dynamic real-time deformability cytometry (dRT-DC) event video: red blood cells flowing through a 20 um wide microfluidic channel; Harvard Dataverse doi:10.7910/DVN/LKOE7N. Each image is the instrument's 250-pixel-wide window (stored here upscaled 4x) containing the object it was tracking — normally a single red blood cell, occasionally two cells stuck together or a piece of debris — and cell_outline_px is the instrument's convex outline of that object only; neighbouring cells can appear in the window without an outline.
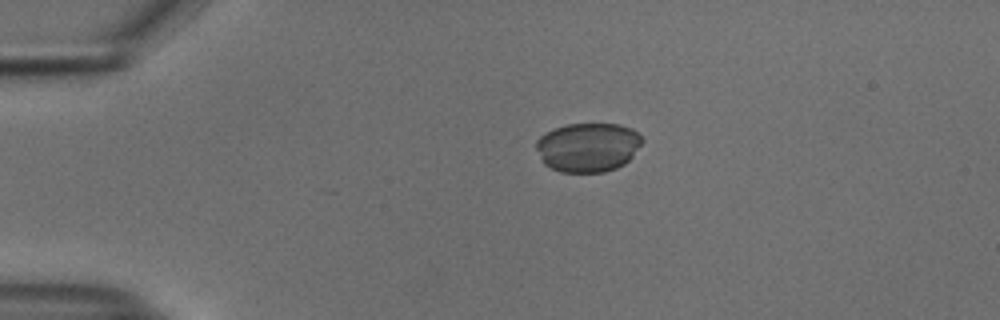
{"species": "common noctule bat (a hibernating species)", "species_latin": "Nyctalus noctula", "temperature_condition": "cold", "stored_images_in_passage": 36, "camera_frame_rate_fps": 3000, "um_per_image_px": 0.085, "animal": {"sex": "male", "body_mass_g": 18.8}, "frame": {"image": 1, "passage_image": 1, "time_ms": 0.0, "image_size_px": [1000, 320], "cell_outline_px": [[644, 140], [632, 156], [624, 164], [616, 168], [604, 172], [560, 172], [544, 164], [536, 148], [536, 140], [544, 132], [552, 128], [568, 124], [620, 124], [632, 128]], "centroid_in_image_um": [49.96, 12.5], "position_along_channel_um": 35.0, "area_um2": 30.46}}
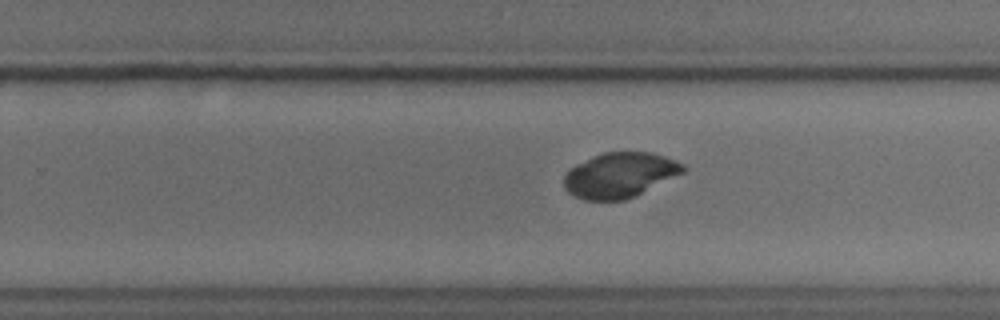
{"frame": {"image": 2, "passage_image": 24, "time_ms": 7.667, "image_size_px": [1000, 320], "cell_outline_px": [[684, 172], [624, 200], [584, 200], [568, 192], [564, 188], [564, 176], [576, 164], [592, 156], [604, 152], [648, 152], [664, 156], [684, 164]], "centroid_in_image_um": [52.65, 14.87], "position_along_channel_um": 277.2, "area_um2": 30.75}}
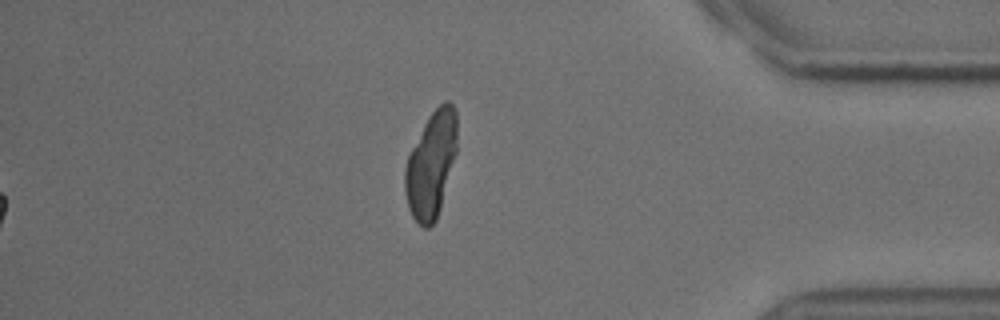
{"frame": {"image": 3, "passage_image": 36, "time_ms": 11.667, "image_size_px": [1000, 320], "cell_outline_px": [[456, 152], [440, 208], [436, 220], [428, 228], [424, 228], [412, 216], [408, 208], [404, 192], [404, 168], [408, 156], [428, 116], [444, 100], [448, 100], [452, 104], [456, 112]], "centroid_in_image_um": [36.63, 13.99], "position_along_channel_um": 398.6, "area_um2": 31.91}}